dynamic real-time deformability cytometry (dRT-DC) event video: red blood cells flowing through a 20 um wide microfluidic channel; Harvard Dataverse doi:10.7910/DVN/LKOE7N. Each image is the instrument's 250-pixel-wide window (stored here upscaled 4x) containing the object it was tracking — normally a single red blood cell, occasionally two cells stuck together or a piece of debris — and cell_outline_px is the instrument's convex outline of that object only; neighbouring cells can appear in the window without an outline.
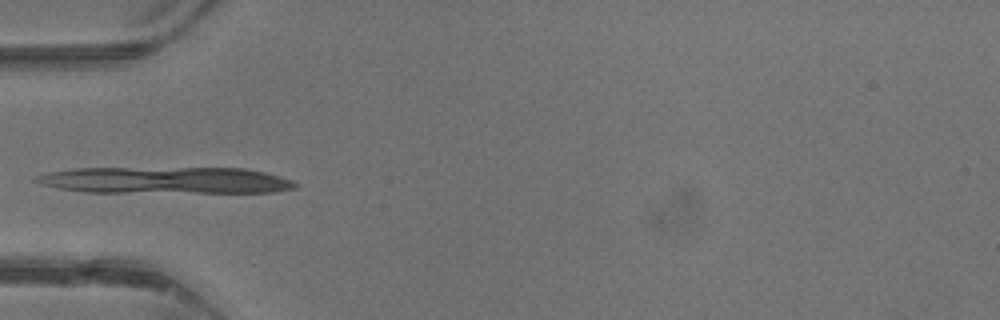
{"species": "common noctule bat (a hibernating species)", "species_latin": "Nyctalus noctula", "temperature_condition": "warm", "stored_images_in_passage": 27, "camera_frame_rate_fps": 3000, "um_per_image_px": 0.085, "animal": {"sex": "male", "body_mass_g": 13.3}, "frame": {"image": 1, "passage_image": 1, "time_ms": 0.0, "image_size_px": [1000, 320], "cell_outline_px": [[300, 184], [296, 188], [272, 192], [84, 192], [60, 188], [44, 184], [32, 180], [36, 176], [52, 172], [72, 168], [244, 168], [264, 172], [280, 176], [292, 180]], "centroid_in_image_um": [14.12, 15.32], "position_along_channel_um": 70.9, "area_um2": 40.11}}